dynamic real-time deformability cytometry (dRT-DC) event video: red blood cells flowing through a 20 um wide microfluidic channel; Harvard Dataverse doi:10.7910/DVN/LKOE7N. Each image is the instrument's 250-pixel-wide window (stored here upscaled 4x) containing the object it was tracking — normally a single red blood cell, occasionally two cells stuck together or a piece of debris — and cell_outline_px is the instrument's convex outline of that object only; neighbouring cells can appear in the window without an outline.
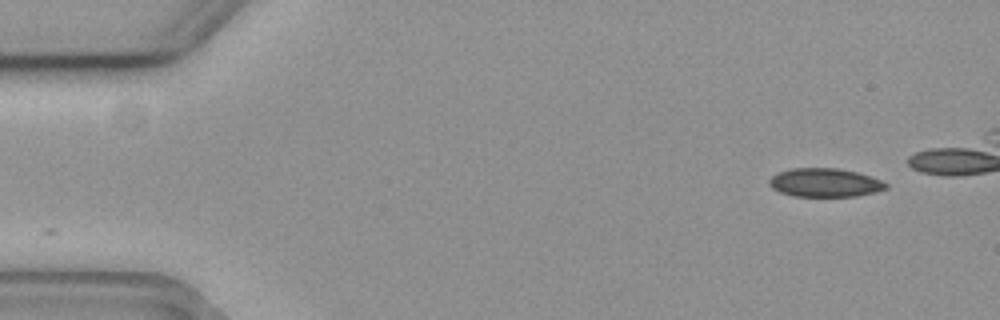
{"species": "common noctule bat (a hibernating species)", "species_latin": "Nyctalus noctula", "temperature_condition": "cold", "stored_images_in_passage": 42, "camera_frame_rate_fps": 3000, "um_per_image_px": 0.085, "animal": {"sex": "female", "body_mass_g": 19.3, "forearm_length_mm": 54.1}, "frame": {"image": 1, "passage_image": 1, "time_ms": 0.0, "image_size_px": [1000, 320], "cell_outline_px": [[888, 188], [876, 192], [856, 196], [792, 196], [780, 192], [772, 188], [768, 184], [768, 180], [776, 172], [792, 168], [840, 168], [856, 172], [880, 180], [888, 184]], "centroid_in_image_um": [70.08, 15.52], "position_along_channel_um": 14.9, "area_um2": 19.54}}
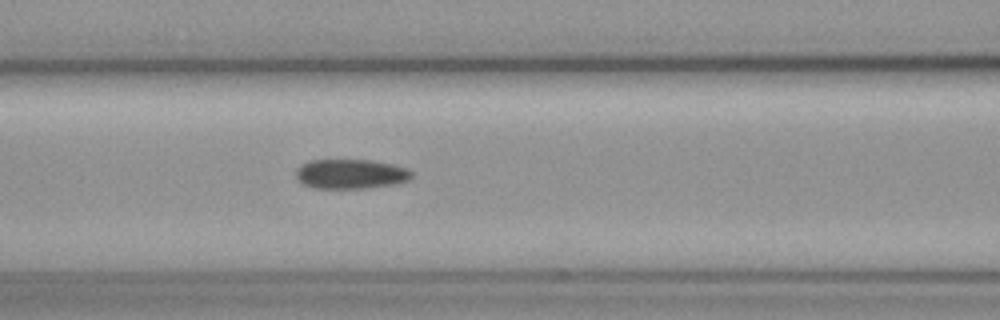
{"frame": {"image": 2, "passage_image": 20, "time_ms": 6.333, "image_size_px": [1000, 320], "cell_outline_px": [[412, 176], [408, 180], [396, 184], [368, 188], [312, 188], [304, 184], [296, 176], [296, 168], [300, 164], [308, 160], [372, 160], [392, 164], [404, 168], [412, 172]], "centroid_in_image_um": [29.78, 14.78], "position_along_channel_um": 136.8, "area_um2": 20.0}}
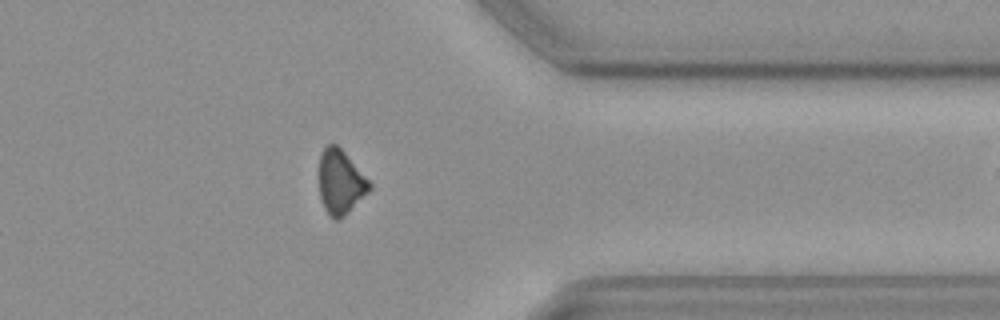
{"frame": {"image": 3, "passage_image": 41, "time_ms": 13.333, "image_size_px": [1000, 320], "cell_outline_px": [[372, 188], [344, 216], [336, 220], [332, 220], [324, 208], [320, 196], [320, 152], [328, 144], [336, 144], [344, 152], [372, 184]], "centroid_in_image_um": [28.94, 15.49], "position_along_channel_um": 382.5, "area_um2": 18.61}}